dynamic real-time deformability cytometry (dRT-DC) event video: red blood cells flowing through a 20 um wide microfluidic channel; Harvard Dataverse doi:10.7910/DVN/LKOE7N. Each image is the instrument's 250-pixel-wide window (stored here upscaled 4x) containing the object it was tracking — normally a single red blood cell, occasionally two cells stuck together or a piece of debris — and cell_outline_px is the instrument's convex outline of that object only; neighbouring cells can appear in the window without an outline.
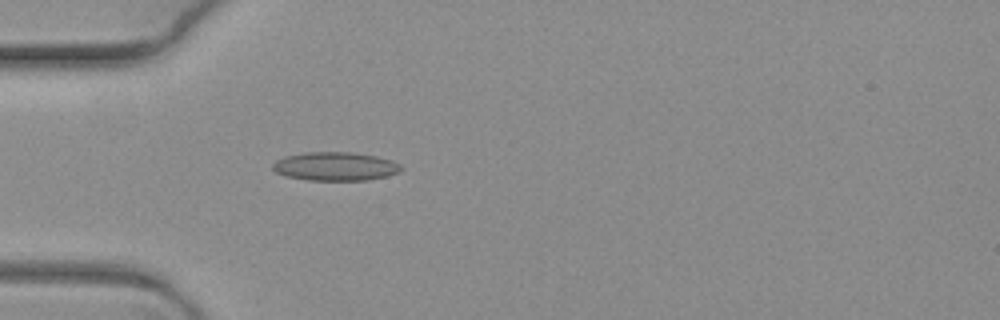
{"species": "common noctule bat (a hibernating species)", "species_latin": "Nyctalus noctula", "temperature_condition": "warm", "stored_images_in_passage": 3, "camera_frame_rate_fps": 3000, "um_per_image_px": 0.085, "animal": {"sex": "female", "body_mass_g": 19.3, "forearm_length_mm": 54.1}, "frame": {"image": 1, "passage_image": 3, "time_ms": 0.667, "image_size_px": [1000, 320], "cell_outline_px": [[400, 172], [388, 176], [368, 180], [308, 180], [288, 176], [276, 172], [272, 168], [272, 164], [276, 160], [284, 156], [304, 152], [352, 152], [376, 156], [392, 160], [400, 164]], "centroid_in_image_um": [28.5, 14.13], "position_along_channel_um": 56.5, "area_um2": 21.44}}